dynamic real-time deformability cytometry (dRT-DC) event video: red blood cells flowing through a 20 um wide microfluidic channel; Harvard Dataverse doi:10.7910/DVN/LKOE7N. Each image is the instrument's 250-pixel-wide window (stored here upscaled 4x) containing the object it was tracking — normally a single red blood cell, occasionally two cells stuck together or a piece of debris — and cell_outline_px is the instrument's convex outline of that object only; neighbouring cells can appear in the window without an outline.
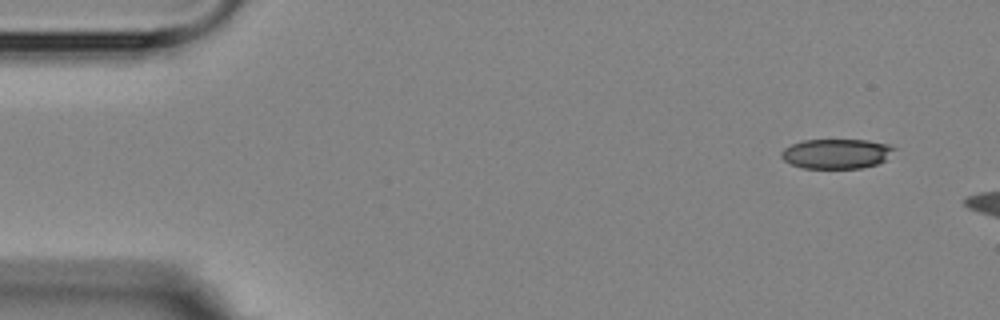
{"species": "Egyptian fruit bat (a non-hibernating species)", "species_latin": "Rousettus aegyptiacus", "temperature_condition": "room temperature", "stored_images_in_passage": 3, "camera_frame_rate_fps": 3000, "um_per_image_px": 0.085, "animal": {"sex": "female"}, "frame": {"image": 1, "passage_image": 1, "time_ms": 0.0, "image_size_px": [1000, 320], "cell_outline_px": [[896, 148], [884, 160], [876, 164], [860, 168], [804, 168], [792, 164], [784, 160], [780, 156], [780, 152], [784, 148], [792, 144], [804, 140], [868, 140], [888, 144]], "centroid_in_image_um": [71.07, 13.06], "position_along_channel_um": 13.9, "area_um2": 19.42}}